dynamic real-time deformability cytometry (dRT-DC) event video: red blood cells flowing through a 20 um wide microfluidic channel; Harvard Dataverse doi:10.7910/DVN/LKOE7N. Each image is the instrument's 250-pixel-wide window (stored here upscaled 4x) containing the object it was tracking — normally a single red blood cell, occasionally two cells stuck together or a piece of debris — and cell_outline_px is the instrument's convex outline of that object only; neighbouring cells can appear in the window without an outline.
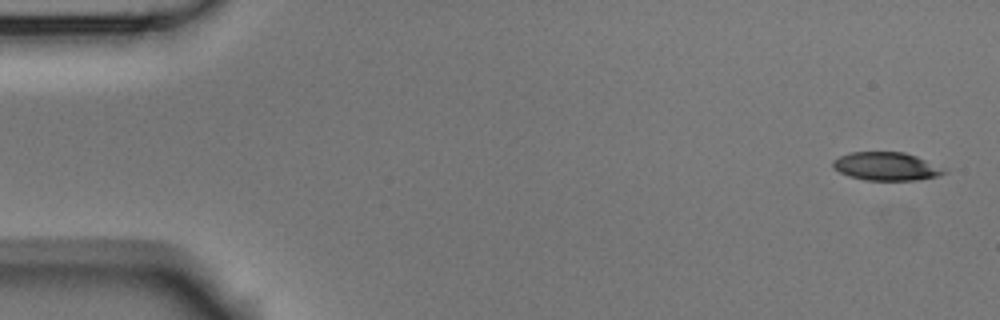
{"species": "Egyptian fruit bat (a non-hibernating species)", "species_latin": "Rousettus aegyptiacus", "temperature_condition": "room temperature", "stored_images_in_passage": 5, "camera_frame_rate_fps": 3000, "um_per_image_px": 0.085, "animal": {"sex": "male"}, "frame": {"image": 1, "passage_image": 1, "time_ms": 0.0, "image_size_px": [1000, 320], "cell_outline_px": [[948, 172], [940, 176], [916, 180], [864, 180], [848, 176], [832, 168], [832, 160], [848, 152], [904, 152], [916, 156], [948, 168]], "centroid_in_image_um": [75.37, 14.14], "position_along_channel_um": 9.6, "area_um2": 18.67}}
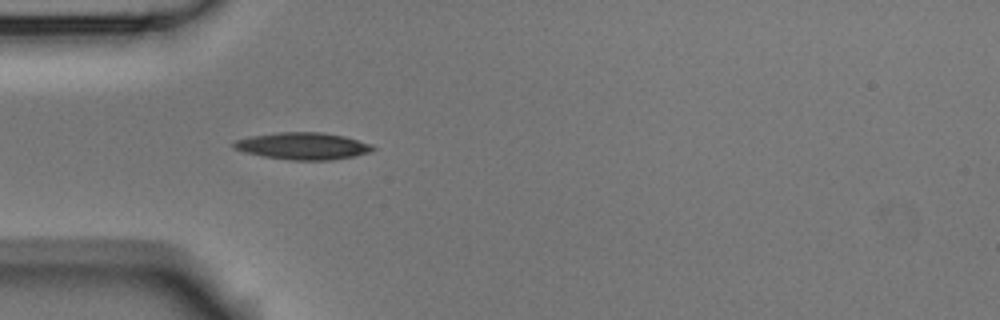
{"frame": {"image": 2, "passage_image": 5, "time_ms": 1.333, "image_size_px": [1000, 320], "cell_outline_px": [[376, 148], [368, 152], [352, 156], [332, 160], [292, 160], [264, 156], [244, 152], [232, 148], [232, 144], [236, 140], [252, 136], [276, 132], [324, 132], [344, 136], [372, 144]], "centroid_in_image_um": [25.73, 12.4], "position_along_channel_um": 59.3, "area_um2": 21.79}}